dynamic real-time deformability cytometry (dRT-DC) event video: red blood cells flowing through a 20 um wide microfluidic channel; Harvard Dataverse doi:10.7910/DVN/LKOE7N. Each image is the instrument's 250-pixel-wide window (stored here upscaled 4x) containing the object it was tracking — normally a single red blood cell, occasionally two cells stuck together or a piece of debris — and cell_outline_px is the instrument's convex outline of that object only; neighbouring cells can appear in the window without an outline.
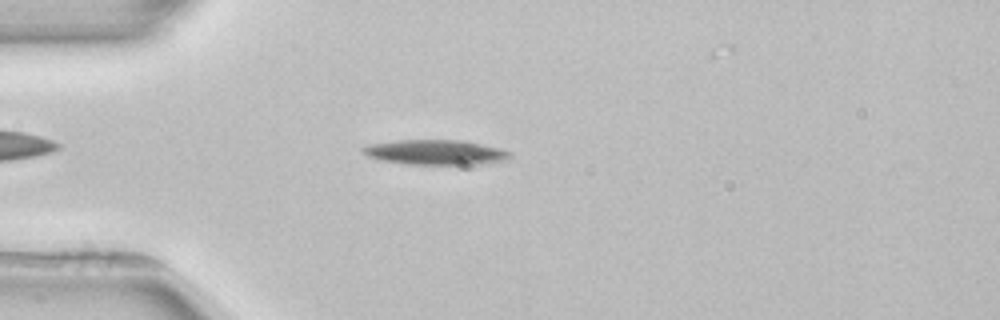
{"species": "common noctule bat (a hibernating species)", "species_latin": "Nyctalus noctula", "temperature_condition": "room temperature", "stored_images_in_passage": 4, "camera_frame_rate_fps": 3000, "um_per_image_px": 0.085, "animal": {"sex": "female", "body_mass_g": 22.7, "forearm_length_mm": 54.2}, "frame": {"image": 1, "passage_image": 4, "time_ms": 4.333, "image_size_px": [1000, 320], "cell_outline_px": [[512, 156], [508, 160], [476, 164], [408, 164], [380, 160], [368, 156], [360, 152], [360, 148], [368, 144], [396, 140], [464, 140], [500, 148], [512, 152]], "centroid_in_image_um": [37.0, 12.93], "position_along_channel_um": 48.0, "area_um2": 21.56}}